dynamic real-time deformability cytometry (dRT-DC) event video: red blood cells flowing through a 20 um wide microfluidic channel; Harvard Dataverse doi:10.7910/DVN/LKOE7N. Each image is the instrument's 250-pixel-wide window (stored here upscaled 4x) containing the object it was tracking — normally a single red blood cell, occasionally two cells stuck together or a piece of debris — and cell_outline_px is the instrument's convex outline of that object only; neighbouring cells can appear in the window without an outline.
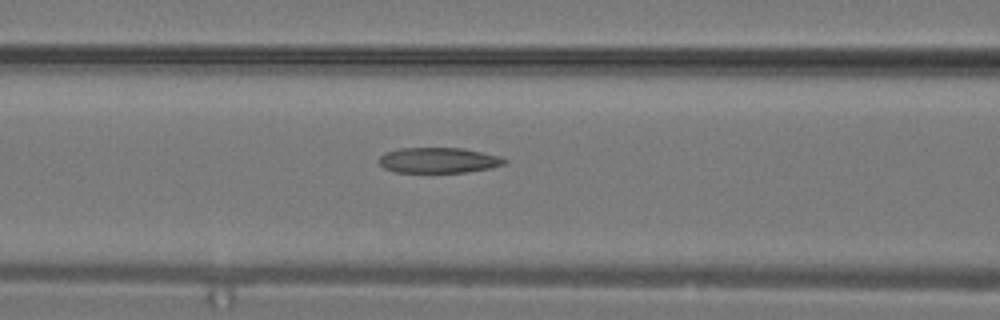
{"species": "common noctule bat (a hibernating species)", "species_latin": "Nyctalus noctula", "temperature_condition": "warm", "stored_images_in_passage": 14, "camera_frame_rate_fps": 3000, "um_per_image_px": 0.085, "animal": {"sex": "male", "body_mass_g": 19.2, "forearm_length_mm": 51.8}, "frame": {"image": 1, "passage_image": 10, "time_ms": 3.0, "image_size_px": [1000, 320], "cell_outline_px": [[508, 164], [492, 168], [464, 172], [396, 172], [384, 168], [376, 160], [384, 152], [400, 148], [464, 148], [500, 156], [508, 160]], "centroid_in_image_um": [37.29, 13.62], "position_along_channel_um": 129.3, "area_um2": 18.84}}
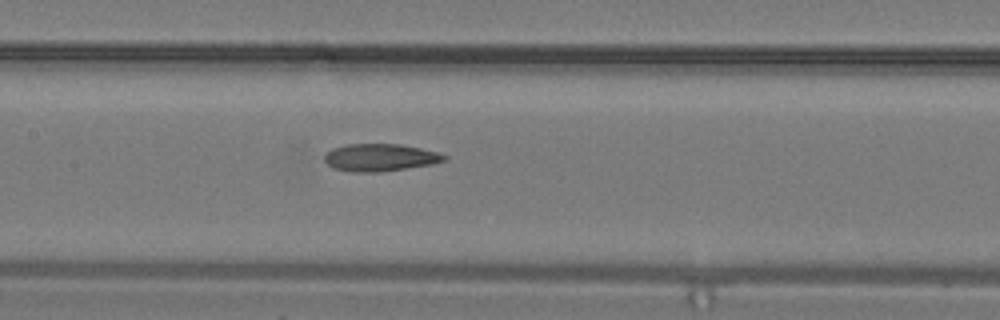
{"frame": {"image": 2, "passage_image": 12, "time_ms": 3.667, "image_size_px": [1000, 320], "cell_outline_px": [[448, 160], [432, 164], [380, 172], [356, 172], [332, 168], [324, 160], [324, 152], [332, 148], [344, 144], [400, 144], [420, 148], [436, 152], [448, 156]], "centroid_in_image_um": [32.28, 13.38], "position_along_channel_um": 175.1, "area_um2": 19.25}}
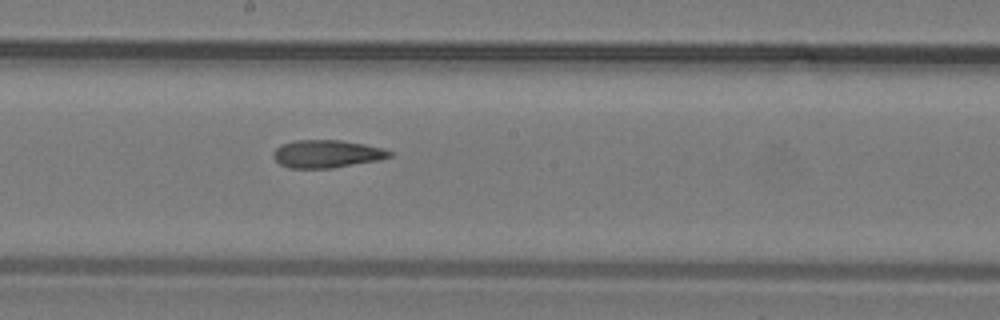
{"frame": {"image": 3, "passage_image": 14, "time_ms": 4.333, "image_size_px": [1000, 320], "cell_outline_px": [[392, 156], [380, 160], [332, 168], [288, 168], [280, 164], [272, 156], [272, 152], [280, 144], [296, 140], [340, 140], [364, 144], [384, 148], [392, 152]], "centroid_in_image_um": [27.77, 13.08], "position_along_channel_um": 220.4, "area_um2": 18.96}}